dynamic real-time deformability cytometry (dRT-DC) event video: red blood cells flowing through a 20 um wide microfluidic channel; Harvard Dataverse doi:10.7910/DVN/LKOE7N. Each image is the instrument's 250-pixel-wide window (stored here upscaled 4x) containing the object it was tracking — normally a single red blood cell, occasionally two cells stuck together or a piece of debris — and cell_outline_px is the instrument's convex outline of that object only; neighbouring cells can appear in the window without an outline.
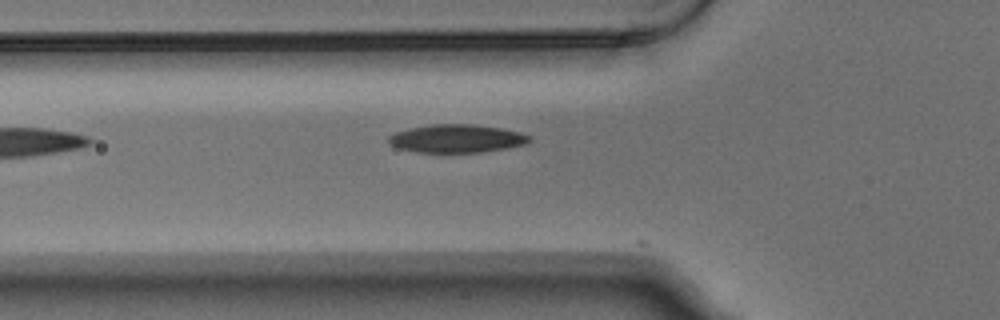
{"species": "Egyptian fruit bat (a non-hibernating species)", "species_latin": "Rousettus aegyptiacus", "temperature_condition": "warm", "stored_images_in_passage": 5, "camera_frame_rate_fps": 3000, "um_per_image_px": 0.085, "animal": {"sex": "male"}, "frame": {"image": 1, "passage_image": 5, "time_ms": 1.333, "image_size_px": [1000, 320], "cell_outline_px": [[532, 140], [524, 144], [508, 148], [480, 152], [416, 152], [396, 148], [388, 144], [388, 136], [396, 132], [408, 128], [432, 124], [472, 124], [500, 128], [520, 132], [532, 136]], "centroid_in_image_um": [38.8, 11.77], "position_along_channel_um": 87.0, "area_um2": 23.24}}